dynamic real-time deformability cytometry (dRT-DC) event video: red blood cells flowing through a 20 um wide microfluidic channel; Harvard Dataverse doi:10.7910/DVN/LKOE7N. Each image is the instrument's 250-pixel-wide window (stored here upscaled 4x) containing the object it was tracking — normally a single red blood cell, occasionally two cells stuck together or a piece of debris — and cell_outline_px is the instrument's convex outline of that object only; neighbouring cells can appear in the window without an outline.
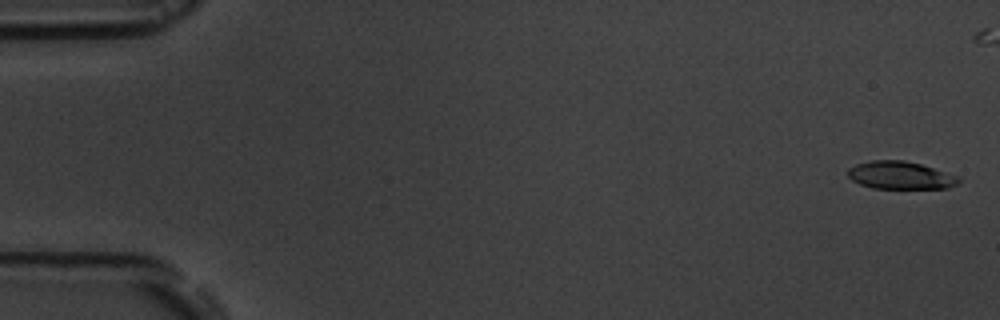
{"species": "common noctule bat (a hibernating species)", "species_latin": "Nyctalus noctula", "temperature_condition": "room temperature", "stored_images_in_passage": 8, "camera_frame_rate_fps": 3000, "um_per_image_px": 0.085, "animal": {"sex": "male", "body_mass_g": 19.5, "forearm_length_mm": 54.6}, "frame": {"image": 1, "passage_image": 1, "time_ms": 0.0, "image_size_px": [1000, 320], "cell_outline_px": [[960, 184], [948, 188], [872, 188], [860, 184], [852, 180], [848, 176], [848, 168], [856, 164], [872, 160], [904, 160], [920, 164], [960, 176]], "centroid_in_image_um": [76.56, 14.9], "position_along_channel_um": 8.4, "area_um2": 17.98}}
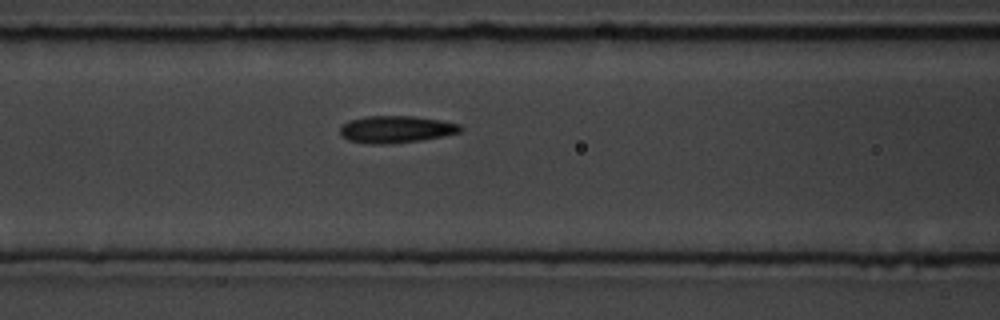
{"frame": {"image": 2, "passage_image": 8, "time_ms": 10.667, "image_size_px": [1000, 320], "cell_outline_px": [[464, 128], [460, 132], [444, 136], [420, 140], [388, 144], [368, 144], [348, 140], [340, 136], [340, 128], [348, 120], [368, 116], [412, 116], [440, 120], [460, 124]], "centroid_in_image_um": [33.66, 10.99], "position_along_channel_um": 132.9, "area_um2": 19.07}}